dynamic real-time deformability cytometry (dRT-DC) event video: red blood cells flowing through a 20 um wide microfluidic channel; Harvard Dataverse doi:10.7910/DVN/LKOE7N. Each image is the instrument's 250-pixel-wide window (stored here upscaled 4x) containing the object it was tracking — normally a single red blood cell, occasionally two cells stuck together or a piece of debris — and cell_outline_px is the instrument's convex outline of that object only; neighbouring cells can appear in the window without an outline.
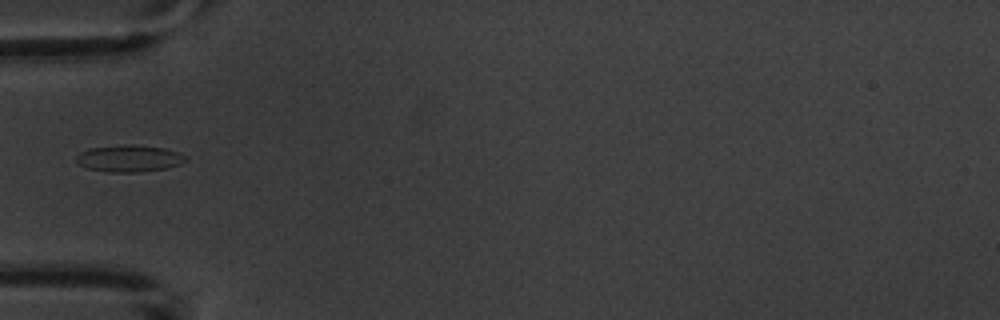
{"species": "common noctule bat (a hibernating species)", "species_latin": "Nyctalus noctula", "temperature_condition": "warm", "stored_images_in_passage": 7, "camera_frame_rate_fps": 3000, "um_per_image_px": 0.085, "animal": {"sex": "male", "body_mass_g": 20.1, "forearm_length_mm": 53.5}, "frame": {"image": 1, "passage_image": 4, "time_ms": 5.333, "image_size_px": [1000, 320], "cell_outline_px": [[188, 160], [180, 164], [168, 168], [136, 172], [108, 172], [88, 168], [80, 164], [76, 160], [76, 156], [80, 152], [92, 148], [124, 144], [132, 144], [164, 148], [180, 152], [188, 156]], "centroid_in_image_um": [11.04, 13.46], "position_along_channel_um": 74.0, "area_um2": 17.17}}
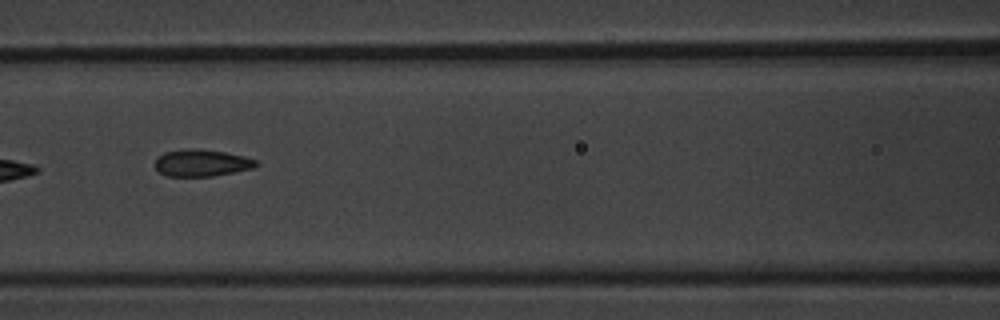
{"frame": {"image": 2, "passage_image": 6, "time_ms": 7.333, "image_size_px": [1000, 320], "cell_outline_px": [[260, 164], [256, 168], [212, 176], [168, 176], [160, 172], [156, 168], [156, 160], [164, 152], [188, 148], [224, 152], [244, 156], [256, 160]], "centroid_in_image_um": [17.19, 13.85], "position_along_channel_um": 149.4, "area_um2": 15.72}}
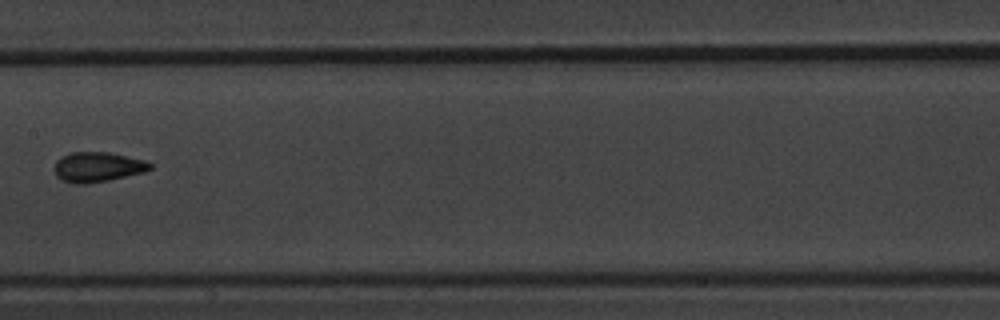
{"frame": {"image": 3, "passage_image": 7, "time_ms": 8.667, "image_size_px": [1000, 320], "cell_outline_px": [[152, 168], [144, 172], [108, 180], [88, 184], [76, 184], [64, 180], [56, 176], [52, 168], [56, 160], [60, 156], [72, 152], [108, 152], [144, 160], [152, 164]], "centroid_in_image_um": [8.25, 14.19], "position_along_channel_um": 199.2, "area_um2": 16.76}}